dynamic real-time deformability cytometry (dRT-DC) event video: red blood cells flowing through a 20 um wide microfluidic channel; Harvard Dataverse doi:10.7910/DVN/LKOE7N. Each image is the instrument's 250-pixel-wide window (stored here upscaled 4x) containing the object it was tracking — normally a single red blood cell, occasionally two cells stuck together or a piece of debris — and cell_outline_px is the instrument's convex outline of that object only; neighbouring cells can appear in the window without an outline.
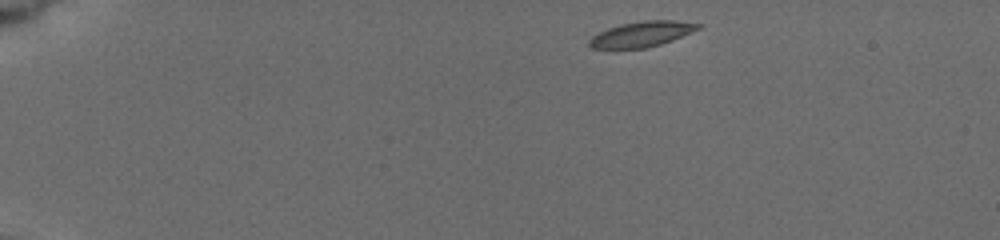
{"species": "common noctule bat (a hibernating species)", "species_latin": "Nyctalus noctula", "temperature_condition": "cold", "stored_images_in_passage": 77, "camera_frame_rate_fps": 3000, "um_per_image_px": 0.085, "animal": {"sex": "female", "body_mass_g": 19.5, "forearm_length_mm": 54.1}, "frame": {"image": 1, "passage_image": 1, "time_ms": 0.0, "image_size_px": [1000, 240], "cell_outline_px": [[700, 28], [660, 44], [644, 48], [592, 48], [588, 44], [588, 40], [592, 36], [608, 28], [620, 24], [644, 20], [676, 20], [700, 24]], "centroid_in_image_um": [54.5, 2.89], "position_along_channel_um": 30.5, "area_um2": 15.78}}
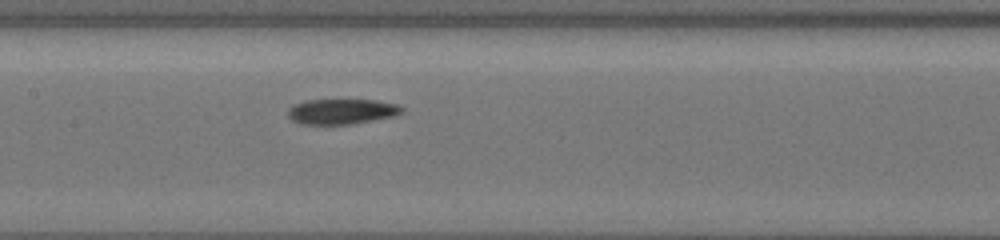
{"frame": {"image": 2, "passage_image": 31, "time_ms": 6.333, "image_size_px": [1000, 240], "cell_outline_px": [[404, 108], [400, 112], [388, 116], [344, 124], [312, 124], [296, 120], [288, 112], [296, 104], [304, 100], [376, 100], [396, 104]], "centroid_in_image_um": [29.06, 9.44], "position_along_channel_um": 178.3, "area_um2": 15.66}}
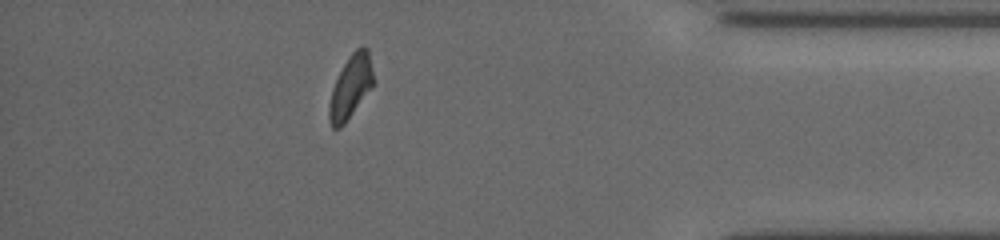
{"frame": {"image": 3, "passage_image": 63, "time_ms": 13.0, "image_size_px": [1000, 240], "cell_outline_px": [[372, 84], [344, 124], [340, 128], [332, 128], [328, 116], [328, 112], [332, 88], [348, 56], [356, 48], [364, 44], [368, 48], [372, 72]], "centroid_in_image_um": [29.77, 7.34], "position_along_channel_um": 405.4, "area_um2": 15.66}, "authors_computed_cell_mechanics": {"area_um2": 16.0684, "velocity_mm_per_s": 3.8257, "shape_relaxation_time_tau1_ms": 5.1404, "shape_relaxation_time_tau2_ms": 10.5713, "deformation_change_tau1": 0.1759, "deformation_change_tau2": 0.1519}}